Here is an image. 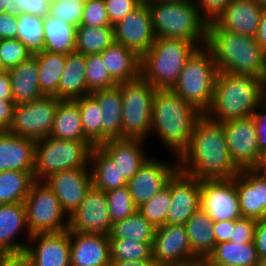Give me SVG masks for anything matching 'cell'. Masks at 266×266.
<instances>
[{
    "instance_id": "cell-5",
    "label": "cell",
    "mask_w": 266,
    "mask_h": 266,
    "mask_svg": "<svg viewBox=\"0 0 266 266\" xmlns=\"http://www.w3.org/2000/svg\"><path fill=\"white\" fill-rule=\"evenodd\" d=\"M199 46L180 38H155L140 58V77L156 90H171L185 62Z\"/></svg>"
},
{
    "instance_id": "cell-42",
    "label": "cell",
    "mask_w": 266,
    "mask_h": 266,
    "mask_svg": "<svg viewBox=\"0 0 266 266\" xmlns=\"http://www.w3.org/2000/svg\"><path fill=\"white\" fill-rule=\"evenodd\" d=\"M153 242L136 240L110 239L111 260L140 261L152 259Z\"/></svg>"
},
{
    "instance_id": "cell-23",
    "label": "cell",
    "mask_w": 266,
    "mask_h": 266,
    "mask_svg": "<svg viewBox=\"0 0 266 266\" xmlns=\"http://www.w3.org/2000/svg\"><path fill=\"white\" fill-rule=\"evenodd\" d=\"M71 266H109L110 239L107 236L70 231Z\"/></svg>"
},
{
    "instance_id": "cell-47",
    "label": "cell",
    "mask_w": 266,
    "mask_h": 266,
    "mask_svg": "<svg viewBox=\"0 0 266 266\" xmlns=\"http://www.w3.org/2000/svg\"><path fill=\"white\" fill-rule=\"evenodd\" d=\"M30 56L26 46L17 38L0 39V60L6 70L16 67Z\"/></svg>"
},
{
    "instance_id": "cell-16",
    "label": "cell",
    "mask_w": 266,
    "mask_h": 266,
    "mask_svg": "<svg viewBox=\"0 0 266 266\" xmlns=\"http://www.w3.org/2000/svg\"><path fill=\"white\" fill-rule=\"evenodd\" d=\"M173 159V163H168L149 157L135 176L127 181V187L137 208L166 187L179 170L178 158Z\"/></svg>"
},
{
    "instance_id": "cell-36",
    "label": "cell",
    "mask_w": 266,
    "mask_h": 266,
    "mask_svg": "<svg viewBox=\"0 0 266 266\" xmlns=\"http://www.w3.org/2000/svg\"><path fill=\"white\" fill-rule=\"evenodd\" d=\"M38 62L39 84L44 95L59 98V81L65 68L66 54L42 51L34 54Z\"/></svg>"
},
{
    "instance_id": "cell-34",
    "label": "cell",
    "mask_w": 266,
    "mask_h": 266,
    "mask_svg": "<svg viewBox=\"0 0 266 266\" xmlns=\"http://www.w3.org/2000/svg\"><path fill=\"white\" fill-rule=\"evenodd\" d=\"M200 262H216L228 266H258L259 257L254 241L244 244L228 241L216 244L214 251Z\"/></svg>"
},
{
    "instance_id": "cell-9",
    "label": "cell",
    "mask_w": 266,
    "mask_h": 266,
    "mask_svg": "<svg viewBox=\"0 0 266 266\" xmlns=\"http://www.w3.org/2000/svg\"><path fill=\"white\" fill-rule=\"evenodd\" d=\"M118 85L123 105V138L148 139L151 130L152 102L157 90L141 77Z\"/></svg>"
},
{
    "instance_id": "cell-22",
    "label": "cell",
    "mask_w": 266,
    "mask_h": 266,
    "mask_svg": "<svg viewBox=\"0 0 266 266\" xmlns=\"http://www.w3.org/2000/svg\"><path fill=\"white\" fill-rule=\"evenodd\" d=\"M22 231L23 235L27 236V243L16 239ZM31 236L24 203L0 204V251L4 255L24 254Z\"/></svg>"
},
{
    "instance_id": "cell-53",
    "label": "cell",
    "mask_w": 266,
    "mask_h": 266,
    "mask_svg": "<svg viewBox=\"0 0 266 266\" xmlns=\"http://www.w3.org/2000/svg\"><path fill=\"white\" fill-rule=\"evenodd\" d=\"M253 119L257 129L259 150L263 152L266 149V99L254 110Z\"/></svg>"
},
{
    "instance_id": "cell-70",
    "label": "cell",
    "mask_w": 266,
    "mask_h": 266,
    "mask_svg": "<svg viewBox=\"0 0 266 266\" xmlns=\"http://www.w3.org/2000/svg\"><path fill=\"white\" fill-rule=\"evenodd\" d=\"M78 2L87 3L89 0H77Z\"/></svg>"
},
{
    "instance_id": "cell-55",
    "label": "cell",
    "mask_w": 266,
    "mask_h": 266,
    "mask_svg": "<svg viewBox=\"0 0 266 266\" xmlns=\"http://www.w3.org/2000/svg\"><path fill=\"white\" fill-rule=\"evenodd\" d=\"M254 244L259 259L266 257V218L258 219L254 235Z\"/></svg>"
},
{
    "instance_id": "cell-6",
    "label": "cell",
    "mask_w": 266,
    "mask_h": 266,
    "mask_svg": "<svg viewBox=\"0 0 266 266\" xmlns=\"http://www.w3.org/2000/svg\"><path fill=\"white\" fill-rule=\"evenodd\" d=\"M155 38H180L206 45L208 23L195 0L147 2Z\"/></svg>"
},
{
    "instance_id": "cell-48",
    "label": "cell",
    "mask_w": 266,
    "mask_h": 266,
    "mask_svg": "<svg viewBox=\"0 0 266 266\" xmlns=\"http://www.w3.org/2000/svg\"><path fill=\"white\" fill-rule=\"evenodd\" d=\"M80 25L96 28L111 26L104 0H89L84 4L83 18Z\"/></svg>"
},
{
    "instance_id": "cell-21",
    "label": "cell",
    "mask_w": 266,
    "mask_h": 266,
    "mask_svg": "<svg viewBox=\"0 0 266 266\" xmlns=\"http://www.w3.org/2000/svg\"><path fill=\"white\" fill-rule=\"evenodd\" d=\"M242 217L266 218V176L255 169H242L235 175Z\"/></svg>"
},
{
    "instance_id": "cell-28",
    "label": "cell",
    "mask_w": 266,
    "mask_h": 266,
    "mask_svg": "<svg viewBox=\"0 0 266 266\" xmlns=\"http://www.w3.org/2000/svg\"><path fill=\"white\" fill-rule=\"evenodd\" d=\"M7 72L14 104L29 103L44 95L40 89L38 62L34 55Z\"/></svg>"
},
{
    "instance_id": "cell-14",
    "label": "cell",
    "mask_w": 266,
    "mask_h": 266,
    "mask_svg": "<svg viewBox=\"0 0 266 266\" xmlns=\"http://www.w3.org/2000/svg\"><path fill=\"white\" fill-rule=\"evenodd\" d=\"M152 259L157 266L200 262L192 252L185 225L164 224L155 230Z\"/></svg>"
},
{
    "instance_id": "cell-51",
    "label": "cell",
    "mask_w": 266,
    "mask_h": 266,
    "mask_svg": "<svg viewBox=\"0 0 266 266\" xmlns=\"http://www.w3.org/2000/svg\"><path fill=\"white\" fill-rule=\"evenodd\" d=\"M232 0H195L201 17L209 24L215 22Z\"/></svg>"
},
{
    "instance_id": "cell-31",
    "label": "cell",
    "mask_w": 266,
    "mask_h": 266,
    "mask_svg": "<svg viewBox=\"0 0 266 266\" xmlns=\"http://www.w3.org/2000/svg\"><path fill=\"white\" fill-rule=\"evenodd\" d=\"M214 221L201 207L184 224L192 252L201 260L208 257L216 246Z\"/></svg>"
},
{
    "instance_id": "cell-10",
    "label": "cell",
    "mask_w": 266,
    "mask_h": 266,
    "mask_svg": "<svg viewBox=\"0 0 266 266\" xmlns=\"http://www.w3.org/2000/svg\"><path fill=\"white\" fill-rule=\"evenodd\" d=\"M26 220L31 234L68 230V216L59 199L43 181L35 180L24 200Z\"/></svg>"
},
{
    "instance_id": "cell-8",
    "label": "cell",
    "mask_w": 266,
    "mask_h": 266,
    "mask_svg": "<svg viewBox=\"0 0 266 266\" xmlns=\"http://www.w3.org/2000/svg\"><path fill=\"white\" fill-rule=\"evenodd\" d=\"M94 145L90 141L45 137L35 141L34 179L43 181L49 175L76 168H90Z\"/></svg>"
},
{
    "instance_id": "cell-1",
    "label": "cell",
    "mask_w": 266,
    "mask_h": 266,
    "mask_svg": "<svg viewBox=\"0 0 266 266\" xmlns=\"http://www.w3.org/2000/svg\"><path fill=\"white\" fill-rule=\"evenodd\" d=\"M179 171L202 179H231L239 169L230 159L222 123L204 114L197 120L189 146L178 157Z\"/></svg>"
},
{
    "instance_id": "cell-69",
    "label": "cell",
    "mask_w": 266,
    "mask_h": 266,
    "mask_svg": "<svg viewBox=\"0 0 266 266\" xmlns=\"http://www.w3.org/2000/svg\"><path fill=\"white\" fill-rule=\"evenodd\" d=\"M7 70L5 69L4 65L2 64V61L0 60V73H4Z\"/></svg>"
},
{
    "instance_id": "cell-7",
    "label": "cell",
    "mask_w": 266,
    "mask_h": 266,
    "mask_svg": "<svg viewBox=\"0 0 266 266\" xmlns=\"http://www.w3.org/2000/svg\"><path fill=\"white\" fill-rule=\"evenodd\" d=\"M217 73L211 51L206 46L198 47L185 62L171 91L204 114L213 100Z\"/></svg>"
},
{
    "instance_id": "cell-19",
    "label": "cell",
    "mask_w": 266,
    "mask_h": 266,
    "mask_svg": "<svg viewBox=\"0 0 266 266\" xmlns=\"http://www.w3.org/2000/svg\"><path fill=\"white\" fill-rule=\"evenodd\" d=\"M24 255L32 266H71L70 231L33 234Z\"/></svg>"
},
{
    "instance_id": "cell-11",
    "label": "cell",
    "mask_w": 266,
    "mask_h": 266,
    "mask_svg": "<svg viewBox=\"0 0 266 266\" xmlns=\"http://www.w3.org/2000/svg\"><path fill=\"white\" fill-rule=\"evenodd\" d=\"M60 101L56 96L43 95L29 103L15 104L8 132L33 141L48 137Z\"/></svg>"
},
{
    "instance_id": "cell-35",
    "label": "cell",
    "mask_w": 266,
    "mask_h": 266,
    "mask_svg": "<svg viewBox=\"0 0 266 266\" xmlns=\"http://www.w3.org/2000/svg\"><path fill=\"white\" fill-rule=\"evenodd\" d=\"M76 28L50 15L44 18V51L69 54L76 52Z\"/></svg>"
},
{
    "instance_id": "cell-54",
    "label": "cell",
    "mask_w": 266,
    "mask_h": 266,
    "mask_svg": "<svg viewBox=\"0 0 266 266\" xmlns=\"http://www.w3.org/2000/svg\"><path fill=\"white\" fill-rule=\"evenodd\" d=\"M17 16L8 12L0 13V39L17 38Z\"/></svg>"
},
{
    "instance_id": "cell-43",
    "label": "cell",
    "mask_w": 266,
    "mask_h": 266,
    "mask_svg": "<svg viewBox=\"0 0 266 266\" xmlns=\"http://www.w3.org/2000/svg\"><path fill=\"white\" fill-rule=\"evenodd\" d=\"M171 204L170 180L155 196L140 205L138 211L156 228L166 224Z\"/></svg>"
},
{
    "instance_id": "cell-13",
    "label": "cell",
    "mask_w": 266,
    "mask_h": 266,
    "mask_svg": "<svg viewBox=\"0 0 266 266\" xmlns=\"http://www.w3.org/2000/svg\"><path fill=\"white\" fill-rule=\"evenodd\" d=\"M200 207L214 222L241 218L235 176L231 179H202Z\"/></svg>"
},
{
    "instance_id": "cell-68",
    "label": "cell",
    "mask_w": 266,
    "mask_h": 266,
    "mask_svg": "<svg viewBox=\"0 0 266 266\" xmlns=\"http://www.w3.org/2000/svg\"><path fill=\"white\" fill-rule=\"evenodd\" d=\"M258 4H260L263 8L266 7V0H256Z\"/></svg>"
},
{
    "instance_id": "cell-18",
    "label": "cell",
    "mask_w": 266,
    "mask_h": 266,
    "mask_svg": "<svg viewBox=\"0 0 266 266\" xmlns=\"http://www.w3.org/2000/svg\"><path fill=\"white\" fill-rule=\"evenodd\" d=\"M43 182L59 199L60 205L68 217L79 206L93 186L90 168L59 171L49 175Z\"/></svg>"
},
{
    "instance_id": "cell-58",
    "label": "cell",
    "mask_w": 266,
    "mask_h": 266,
    "mask_svg": "<svg viewBox=\"0 0 266 266\" xmlns=\"http://www.w3.org/2000/svg\"><path fill=\"white\" fill-rule=\"evenodd\" d=\"M0 266H32L24 254H8L0 259Z\"/></svg>"
},
{
    "instance_id": "cell-24",
    "label": "cell",
    "mask_w": 266,
    "mask_h": 266,
    "mask_svg": "<svg viewBox=\"0 0 266 266\" xmlns=\"http://www.w3.org/2000/svg\"><path fill=\"white\" fill-rule=\"evenodd\" d=\"M262 11L256 0H232L214 23L223 30L255 37Z\"/></svg>"
},
{
    "instance_id": "cell-32",
    "label": "cell",
    "mask_w": 266,
    "mask_h": 266,
    "mask_svg": "<svg viewBox=\"0 0 266 266\" xmlns=\"http://www.w3.org/2000/svg\"><path fill=\"white\" fill-rule=\"evenodd\" d=\"M49 136L63 140L89 141L84 135L79 106L74 100L59 102Z\"/></svg>"
},
{
    "instance_id": "cell-63",
    "label": "cell",
    "mask_w": 266,
    "mask_h": 266,
    "mask_svg": "<svg viewBox=\"0 0 266 266\" xmlns=\"http://www.w3.org/2000/svg\"><path fill=\"white\" fill-rule=\"evenodd\" d=\"M255 170L266 176V149L261 152V158L255 167Z\"/></svg>"
},
{
    "instance_id": "cell-57",
    "label": "cell",
    "mask_w": 266,
    "mask_h": 266,
    "mask_svg": "<svg viewBox=\"0 0 266 266\" xmlns=\"http://www.w3.org/2000/svg\"><path fill=\"white\" fill-rule=\"evenodd\" d=\"M13 100L0 99V131H8L13 121Z\"/></svg>"
},
{
    "instance_id": "cell-60",
    "label": "cell",
    "mask_w": 266,
    "mask_h": 266,
    "mask_svg": "<svg viewBox=\"0 0 266 266\" xmlns=\"http://www.w3.org/2000/svg\"><path fill=\"white\" fill-rule=\"evenodd\" d=\"M255 39L266 53V7L263 8Z\"/></svg>"
},
{
    "instance_id": "cell-25",
    "label": "cell",
    "mask_w": 266,
    "mask_h": 266,
    "mask_svg": "<svg viewBox=\"0 0 266 266\" xmlns=\"http://www.w3.org/2000/svg\"><path fill=\"white\" fill-rule=\"evenodd\" d=\"M145 141L139 138L112 139L99 147L118 165L122 176L128 181L150 157L144 153Z\"/></svg>"
},
{
    "instance_id": "cell-26",
    "label": "cell",
    "mask_w": 266,
    "mask_h": 266,
    "mask_svg": "<svg viewBox=\"0 0 266 266\" xmlns=\"http://www.w3.org/2000/svg\"><path fill=\"white\" fill-rule=\"evenodd\" d=\"M35 141L0 131V172H34Z\"/></svg>"
},
{
    "instance_id": "cell-45",
    "label": "cell",
    "mask_w": 266,
    "mask_h": 266,
    "mask_svg": "<svg viewBox=\"0 0 266 266\" xmlns=\"http://www.w3.org/2000/svg\"><path fill=\"white\" fill-rule=\"evenodd\" d=\"M105 193L112 224L124 220L137 210L127 186Z\"/></svg>"
},
{
    "instance_id": "cell-33",
    "label": "cell",
    "mask_w": 266,
    "mask_h": 266,
    "mask_svg": "<svg viewBox=\"0 0 266 266\" xmlns=\"http://www.w3.org/2000/svg\"><path fill=\"white\" fill-rule=\"evenodd\" d=\"M93 186L107 192L127 186L118 165L99 147L94 146L90 156Z\"/></svg>"
},
{
    "instance_id": "cell-56",
    "label": "cell",
    "mask_w": 266,
    "mask_h": 266,
    "mask_svg": "<svg viewBox=\"0 0 266 266\" xmlns=\"http://www.w3.org/2000/svg\"><path fill=\"white\" fill-rule=\"evenodd\" d=\"M233 227H235V219L214 222L213 228L216 244L230 241Z\"/></svg>"
},
{
    "instance_id": "cell-46",
    "label": "cell",
    "mask_w": 266,
    "mask_h": 266,
    "mask_svg": "<svg viewBox=\"0 0 266 266\" xmlns=\"http://www.w3.org/2000/svg\"><path fill=\"white\" fill-rule=\"evenodd\" d=\"M84 12V3L77 0H51L49 15L65 21L75 27L80 26Z\"/></svg>"
},
{
    "instance_id": "cell-71",
    "label": "cell",
    "mask_w": 266,
    "mask_h": 266,
    "mask_svg": "<svg viewBox=\"0 0 266 266\" xmlns=\"http://www.w3.org/2000/svg\"><path fill=\"white\" fill-rule=\"evenodd\" d=\"M4 256V254L0 251V259Z\"/></svg>"
},
{
    "instance_id": "cell-38",
    "label": "cell",
    "mask_w": 266,
    "mask_h": 266,
    "mask_svg": "<svg viewBox=\"0 0 266 266\" xmlns=\"http://www.w3.org/2000/svg\"><path fill=\"white\" fill-rule=\"evenodd\" d=\"M114 40V28L111 26H85L76 28V52L89 55L100 54Z\"/></svg>"
},
{
    "instance_id": "cell-61",
    "label": "cell",
    "mask_w": 266,
    "mask_h": 266,
    "mask_svg": "<svg viewBox=\"0 0 266 266\" xmlns=\"http://www.w3.org/2000/svg\"><path fill=\"white\" fill-rule=\"evenodd\" d=\"M109 266H157L153 260L125 261L111 260Z\"/></svg>"
},
{
    "instance_id": "cell-20",
    "label": "cell",
    "mask_w": 266,
    "mask_h": 266,
    "mask_svg": "<svg viewBox=\"0 0 266 266\" xmlns=\"http://www.w3.org/2000/svg\"><path fill=\"white\" fill-rule=\"evenodd\" d=\"M201 180L179 170L170 179L171 204L166 224L184 225L200 208Z\"/></svg>"
},
{
    "instance_id": "cell-15",
    "label": "cell",
    "mask_w": 266,
    "mask_h": 266,
    "mask_svg": "<svg viewBox=\"0 0 266 266\" xmlns=\"http://www.w3.org/2000/svg\"><path fill=\"white\" fill-rule=\"evenodd\" d=\"M111 226L106 193L92 186L79 206L68 217V230L109 237Z\"/></svg>"
},
{
    "instance_id": "cell-52",
    "label": "cell",
    "mask_w": 266,
    "mask_h": 266,
    "mask_svg": "<svg viewBox=\"0 0 266 266\" xmlns=\"http://www.w3.org/2000/svg\"><path fill=\"white\" fill-rule=\"evenodd\" d=\"M19 12L45 18L49 15L50 0H15Z\"/></svg>"
},
{
    "instance_id": "cell-44",
    "label": "cell",
    "mask_w": 266,
    "mask_h": 266,
    "mask_svg": "<svg viewBox=\"0 0 266 266\" xmlns=\"http://www.w3.org/2000/svg\"><path fill=\"white\" fill-rule=\"evenodd\" d=\"M86 68L87 89L90 94L117 85L111 78L101 54L86 55Z\"/></svg>"
},
{
    "instance_id": "cell-59",
    "label": "cell",
    "mask_w": 266,
    "mask_h": 266,
    "mask_svg": "<svg viewBox=\"0 0 266 266\" xmlns=\"http://www.w3.org/2000/svg\"><path fill=\"white\" fill-rule=\"evenodd\" d=\"M0 99L13 100L11 80L7 71L0 73Z\"/></svg>"
},
{
    "instance_id": "cell-40",
    "label": "cell",
    "mask_w": 266,
    "mask_h": 266,
    "mask_svg": "<svg viewBox=\"0 0 266 266\" xmlns=\"http://www.w3.org/2000/svg\"><path fill=\"white\" fill-rule=\"evenodd\" d=\"M17 23V39L26 46L31 55L42 52L45 42L44 18L21 13L17 16Z\"/></svg>"
},
{
    "instance_id": "cell-65",
    "label": "cell",
    "mask_w": 266,
    "mask_h": 266,
    "mask_svg": "<svg viewBox=\"0 0 266 266\" xmlns=\"http://www.w3.org/2000/svg\"><path fill=\"white\" fill-rule=\"evenodd\" d=\"M200 264L202 266H228V265H224V264H220L216 262H200Z\"/></svg>"
},
{
    "instance_id": "cell-66",
    "label": "cell",
    "mask_w": 266,
    "mask_h": 266,
    "mask_svg": "<svg viewBox=\"0 0 266 266\" xmlns=\"http://www.w3.org/2000/svg\"><path fill=\"white\" fill-rule=\"evenodd\" d=\"M258 266H266V257L259 259Z\"/></svg>"
},
{
    "instance_id": "cell-37",
    "label": "cell",
    "mask_w": 266,
    "mask_h": 266,
    "mask_svg": "<svg viewBox=\"0 0 266 266\" xmlns=\"http://www.w3.org/2000/svg\"><path fill=\"white\" fill-rule=\"evenodd\" d=\"M156 227L153 226L138 209L122 221L112 224L109 239L136 240V242H153Z\"/></svg>"
},
{
    "instance_id": "cell-4",
    "label": "cell",
    "mask_w": 266,
    "mask_h": 266,
    "mask_svg": "<svg viewBox=\"0 0 266 266\" xmlns=\"http://www.w3.org/2000/svg\"><path fill=\"white\" fill-rule=\"evenodd\" d=\"M201 116L171 90H157L152 102L150 134H158L163 146L178 158L189 146L193 128Z\"/></svg>"
},
{
    "instance_id": "cell-67",
    "label": "cell",
    "mask_w": 266,
    "mask_h": 266,
    "mask_svg": "<svg viewBox=\"0 0 266 266\" xmlns=\"http://www.w3.org/2000/svg\"><path fill=\"white\" fill-rule=\"evenodd\" d=\"M145 2H160V1H183V0H144Z\"/></svg>"
},
{
    "instance_id": "cell-17",
    "label": "cell",
    "mask_w": 266,
    "mask_h": 266,
    "mask_svg": "<svg viewBox=\"0 0 266 266\" xmlns=\"http://www.w3.org/2000/svg\"><path fill=\"white\" fill-rule=\"evenodd\" d=\"M113 28L114 40L132 50L140 58L155 42L151 15L145 1Z\"/></svg>"
},
{
    "instance_id": "cell-41",
    "label": "cell",
    "mask_w": 266,
    "mask_h": 266,
    "mask_svg": "<svg viewBox=\"0 0 266 266\" xmlns=\"http://www.w3.org/2000/svg\"><path fill=\"white\" fill-rule=\"evenodd\" d=\"M81 115L82 128L85 137L94 145L102 144L103 112L97 100L90 94L74 100Z\"/></svg>"
},
{
    "instance_id": "cell-50",
    "label": "cell",
    "mask_w": 266,
    "mask_h": 266,
    "mask_svg": "<svg viewBox=\"0 0 266 266\" xmlns=\"http://www.w3.org/2000/svg\"><path fill=\"white\" fill-rule=\"evenodd\" d=\"M257 220L253 218L241 217L235 219V227H233L230 241L235 243H250L254 241Z\"/></svg>"
},
{
    "instance_id": "cell-39",
    "label": "cell",
    "mask_w": 266,
    "mask_h": 266,
    "mask_svg": "<svg viewBox=\"0 0 266 266\" xmlns=\"http://www.w3.org/2000/svg\"><path fill=\"white\" fill-rule=\"evenodd\" d=\"M34 181V172H0V204L24 202Z\"/></svg>"
},
{
    "instance_id": "cell-49",
    "label": "cell",
    "mask_w": 266,
    "mask_h": 266,
    "mask_svg": "<svg viewBox=\"0 0 266 266\" xmlns=\"http://www.w3.org/2000/svg\"><path fill=\"white\" fill-rule=\"evenodd\" d=\"M143 2V0H104L111 27L117 25Z\"/></svg>"
},
{
    "instance_id": "cell-29",
    "label": "cell",
    "mask_w": 266,
    "mask_h": 266,
    "mask_svg": "<svg viewBox=\"0 0 266 266\" xmlns=\"http://www.w3.org/2000/svg\"><path fill=\"white\" fill-rule=\"evenodd\" d=\"M100 54L111 78L117 84L140 77V57L122 44L115 41Z\"/></svg>"
},
{
    "instance_id": "cell-2",
    "label": "cell",
    "mask_w": 266,
    "mask_h": 266,
    "mask_svg": "<svg viewBox=\"0 0 266 266\" xmlns=\"http://www.w3.org/2000/svg\"><path fill=\"white\" fill-rule=\"evenodd\" d=\"M266 99V79L259 76L218 72L213 100L204 115L215 122L253 116Z\"/></svg>"
},
{
    "instance_id": "cell-27",
    "label": "cell",
    "mask_w": 266,
    "mask_h": 266,
    "mask_svg": "<svg viewBox=\"0 0 266 266\" xmlns=\"http://www.w3.org/2000/svg\"><path fill=\"white\" fill-rule=\"evenodd\" d=\"M91 95L97 100L102 109V143L112 139L123 138L122 125V96L117 84L104 90H98Z\"/></svg>"
},
{
    "instance_id": "cell-30",
    "label": "cell",
    "mask_w": 266,
    "mask_h": 266,
    "mask_svg": "<svg viewBox=\"0 0 266 266\" xmlns=\"http://www.w3.org/2000/svg\"><path fill=\"white\" fill-rule=\"evenodd\" d=\"M86 55L73 52L66 55L65 68L59 81V99L75 100L90 95L86 82Z\"/></svg>"
},
{
    "instance_id": "cell-62",
    "label": "cell",
    "mask_w": 266,
    "mask_h": 266,
    "mask_svg": "<svg viewBox=\"0 0 266 266\" xmlns=\"http://www.w3.org/2000/svg\"><path fill=\"white\" fill-rule=\"evenodd\" d=\"M3 12H8L14 16H18L20 14L15 0H0V13Z\"/></svg>"
},
{
    "instance_id": "cell-12",
    "label": "cell",
    "mask_w": 266,
    "mask_h": 266,
    "mask_svg": "<svg viewBox=\"0 0 266 266\" xmlns=\"http://www.w3.org/2000/svg\"><path fill=\"white\" fill-rule=\"evenodd\" d=\"M230 159L239 170L255 169L261 152L253 116L222 122Z\"/></svg>"
},
{
    "instance_id": "cell-64",
    "label": "cell",
    "mask_w": 266,
    "mask_h": 266,
    "mask_svg": "<svg viewBox=\"0 0 266 266\" xmlns=\"http://www.w3.org/2000/svg\"><path fill=\"white\" fill-rule=\"evenodd\" d=\"M200 262H192V263H185V264H173V265H163V266H199Z\"/></svg>"
},
{
    "instance_id": "cell-3",
    "label": "cell",
    "mask_w": 266,
    "mask_h": 266,
    "mask_svg": "<svg viewBox=\"0 0 266 266\" xmlns=\"http://www.w3.org/2000/svg\"><path fill=\"white\" fill-rule=\"evenodd\" d=\"M205 46L211 51L218 72L266 79V53L255 37L223 30L211 22Z\"/></svg>"
}]
</instances>
